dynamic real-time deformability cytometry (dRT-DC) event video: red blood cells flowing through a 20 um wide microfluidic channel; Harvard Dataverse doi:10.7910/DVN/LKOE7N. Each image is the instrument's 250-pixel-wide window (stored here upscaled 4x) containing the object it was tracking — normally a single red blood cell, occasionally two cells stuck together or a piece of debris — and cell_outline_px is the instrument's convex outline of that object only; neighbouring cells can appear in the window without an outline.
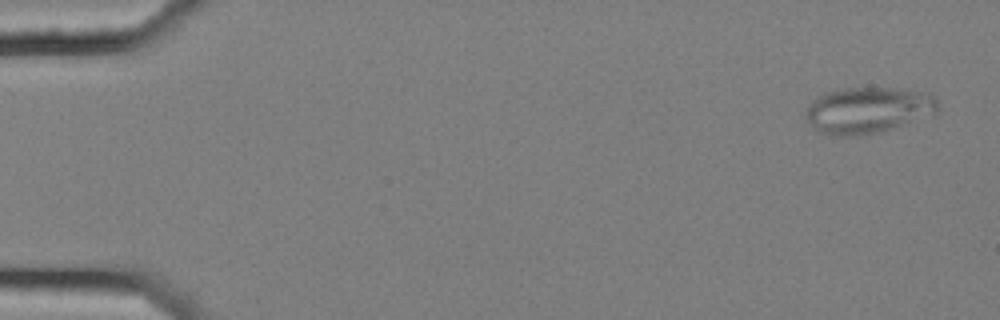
{"species": "common noctule bat (a hibernating species)", "species_latin": "Nyctalus noctula", "temperature_condition": "cold", "stored_images_in_passage": 16, "camera_frame_rate_fps": 3000, "um_per_image_px": 0.085, "animal": {"sex": "female", "body_mass_g": 25.1}, "frame": {"image": 1, "passage_image": 3, "time_ms": 0.667, "image_size_px": [1000, 320], "cell_outline_px": [[940, 108], [936, 112], [876, 132], [856, 136], [836, 136], [820, 132], [812, 128], [804, 116], [804, 112], [808, 104], [824, 92], [844, 88], [892, 88], [924, 92], [932, 96], [936, 100]], "centroid_in_image_um": [73.67, 9.35], "position_along_channel_um": 11.3, "area_um2": 35.08}}